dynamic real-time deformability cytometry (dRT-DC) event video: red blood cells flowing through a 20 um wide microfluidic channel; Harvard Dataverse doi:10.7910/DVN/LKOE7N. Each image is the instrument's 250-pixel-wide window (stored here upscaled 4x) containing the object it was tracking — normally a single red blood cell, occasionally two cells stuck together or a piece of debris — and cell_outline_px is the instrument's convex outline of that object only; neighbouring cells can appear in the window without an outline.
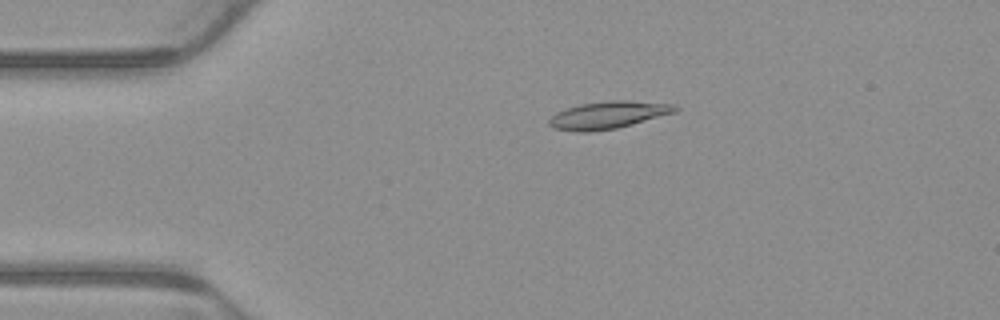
{"species": "common noctule bat (a hibernating species)", "species_latin": "Nyctalus noctula", "temperature_condition": "warm", "stored_images_in_passage": 4, "camera_frame_rate_fps": 3000, "um_per_image_px": 0.085, "animal": {"sex": "male", "body_mass_g": 23.1, "forearm_length_mm": 52.7}, "frame": {"image": 1, "passage_image": 3, "time_ms": 0.667, "image_size_px": [1000, 320], "cell_outline_px": [[680, 108], [676, 112], [632, 124], [616, 128], [588, 132], [576, 132], [552, 128], [548, 124], [548, 120], [556, 112], [580, 104], [608, 100], [628, 100], [676, 104]], "centroid_in_image_um": [51.7, 9.77], "position_along_channel_um": 33.3, "area_um2": 20.23}}